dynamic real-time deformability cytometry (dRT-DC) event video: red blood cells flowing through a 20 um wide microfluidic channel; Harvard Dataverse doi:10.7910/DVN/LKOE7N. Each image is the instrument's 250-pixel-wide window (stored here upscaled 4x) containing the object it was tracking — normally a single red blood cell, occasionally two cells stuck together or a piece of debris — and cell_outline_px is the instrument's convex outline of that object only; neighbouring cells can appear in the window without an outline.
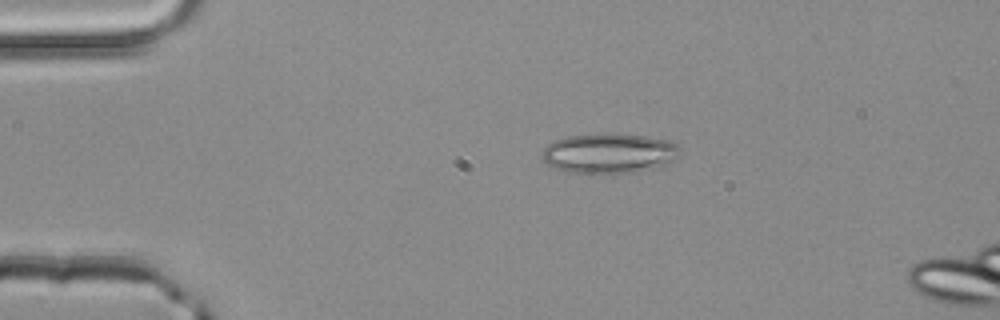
{"species": "common noctule bat (a hibernating species)", "species_latin": "Nyctalus noctula", "temperature_condition": "room temperature", "stored_images_in_passage": 3, "camera_frame_rate_fps": 3000, "um_per_image_px": 0.085, "animal": {"sex": "male", "body_mass_g": 20.4}, "frame": {"image": 1, "passage_image": 1, "time_ms": 0.0, "image_size_px": [1000, 320], "cell_outline_px": [[680, 156], [668, 164], [660, 168], [612, 176], [568, 172], [556, 168], [548, 164], [540, 156], [540, 152], [552, 140], [564, 136], [596, 132], [620, 132], [668, 140], [676, 144], [680, 148]], "centroid_in_image_um": [51.78, 13.04], "position_along_channel_um": 33.2, "area_um2": 33.93}}